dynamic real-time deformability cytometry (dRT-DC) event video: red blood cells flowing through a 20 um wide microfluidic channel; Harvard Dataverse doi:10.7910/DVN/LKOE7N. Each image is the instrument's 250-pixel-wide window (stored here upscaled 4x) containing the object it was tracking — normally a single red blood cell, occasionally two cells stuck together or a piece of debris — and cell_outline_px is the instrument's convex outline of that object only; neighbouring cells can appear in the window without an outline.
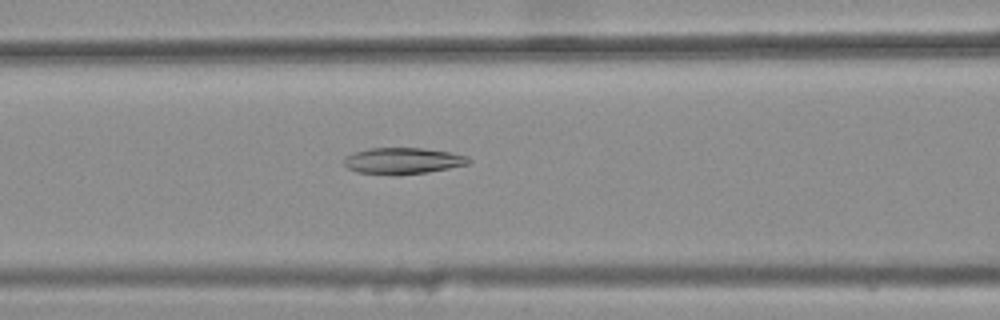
{"species": "common noctule bat (a hibernating species)", "species_latin": "Nyctalus noctula", "temperature_condition": "warm", "stored_images_in_passage": 33, "camera_frame_rate_fps": 3000, "um_per_image_px": 0.085, "animal": {"sex": "female", "body_mass_g": 25.1}, "frame": {"image": 1, "passage_image": 9, "time_ms": 2.667, "image_size_px": [1000, 320], "cell_outline_px": [[472, 160], [468, 164], [428, 172], [356, 172], [348, 168], [344, 164], [344, 160], [348, 156], [356, 152], [368, 148], [424, 148], [452, 152], [468, 156]], "centroid_in_image_um": [34.32, 13.62], "position_along_channel_um": 132.3, "area_um2": 18.26}}
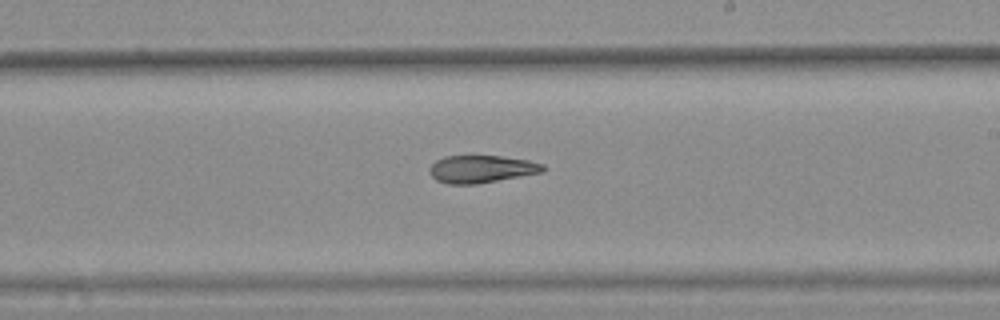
{"frame": {"image": 2, "passage_image": 18, "time_ms": 5.667, "image_size_px": [1000, 320], "cell_outline_px": [[544, 172], [476, 184], [448, 184], [436, 180], [428, 172], [428, 168], [436, 160], [444, 156], [500, 156], [528, 160], [544, 164]], "centroid_in_image_um": [40.9, 14.37], "position_along_channel_um": 248.1, "area_um2": 18.21}}
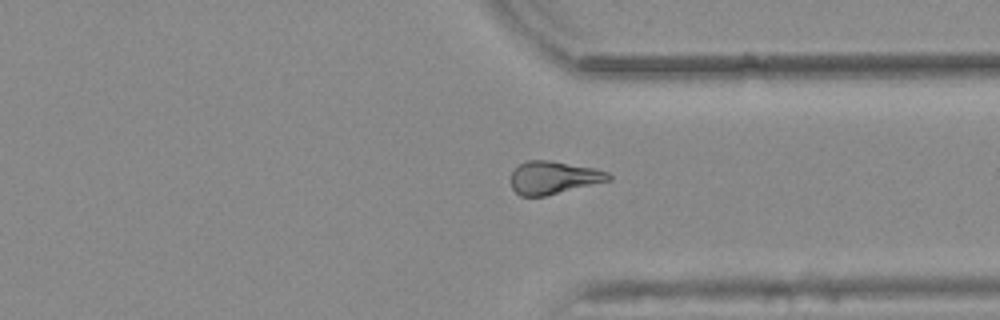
{"frame": {"image": 3, "passage_image": 27, "time_ms": 8.667, "image_size_px": [1000, 320], "cell_outline_px": [[612, 180], [544, 196], [520, 196], [512, 188], [508, 180], [512, 172], [520, 164], [528, 160], [552, 160], [596, 168], [608, 172], [612, 176]], "centroid_in_image_um": [47.05, 15.09], "position_along_channel_um": 364.4, "area_um2": 18.96}}